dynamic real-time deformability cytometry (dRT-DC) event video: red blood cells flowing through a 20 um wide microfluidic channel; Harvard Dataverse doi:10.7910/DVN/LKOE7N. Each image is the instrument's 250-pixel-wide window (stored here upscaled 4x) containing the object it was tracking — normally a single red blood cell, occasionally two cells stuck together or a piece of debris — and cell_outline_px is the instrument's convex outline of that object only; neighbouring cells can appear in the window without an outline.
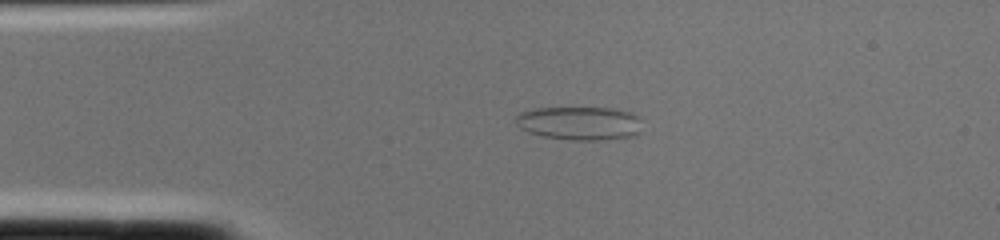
{"species": "common noctule bat (a hibernating species)", "species_latin": "Nyctalus noctula", "temperature_condition": "cold", "stored_images_in_passage": 2, "camera_frame_rate_fps": 3000, "um_per_image_px": 0.085, "animal": {"sex": "female", "body_mass_g": 22.0, "forearm_length_mm": 56.7}, "frame": {"image": 1, "passage_image": 2, "time_ms": 0.333, "image_size_px": [1000, 240], "cell_outline_px": [[640, 132], [636, 136], [600, 140], [572, 140], [544, 136], [528, 132], [520, 128], [516, 124], [516, 116], [520, 112], [536, 108], [612, 108], [628, 112], [640, 116]], "centroid_in_image_um": [49.28, 10.47], "position_along_channel_um": 35.7, "area_um2": 24.74}}